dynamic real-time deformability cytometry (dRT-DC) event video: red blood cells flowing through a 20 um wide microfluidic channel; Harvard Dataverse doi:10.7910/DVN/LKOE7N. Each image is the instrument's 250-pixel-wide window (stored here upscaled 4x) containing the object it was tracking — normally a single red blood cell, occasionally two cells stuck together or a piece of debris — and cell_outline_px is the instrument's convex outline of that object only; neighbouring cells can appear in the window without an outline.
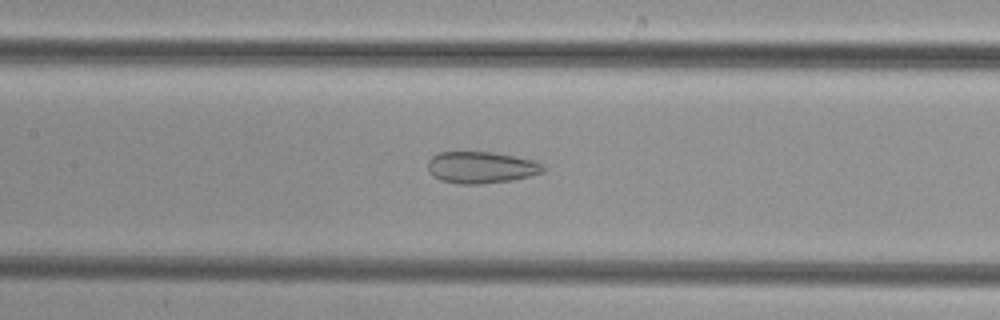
{"species": "common noctule bat (a hibernating species)", "species_latin": "Nyctalus noctula", "temperature_condition": "cold", "stored_images_in_passage": 50, "camera_frame_rate_fps": 3000, "um_per_image_px": 0.085, "animal": {"sex": "female", "body_mass_g": 29.2, "forearm_length_mm": 56.3}, "frame": {"image": 1, "passage_image": 23, "time_ms": 7.333, "image_size_px": [1000, 320], "cell_outline_px": [[548, 168], [544, 172], [512, 180], [480, 184], [456, 184], [440, 180], [432, 176], [428, 172], [428, 160], [432, 156], [440, 152], [492, 152], [532, 160], [544, 164]], "centroid_in_image_um": [40.88, 14.24], "position_along_channel_um": 166.5, "area_um2": 21.44}}
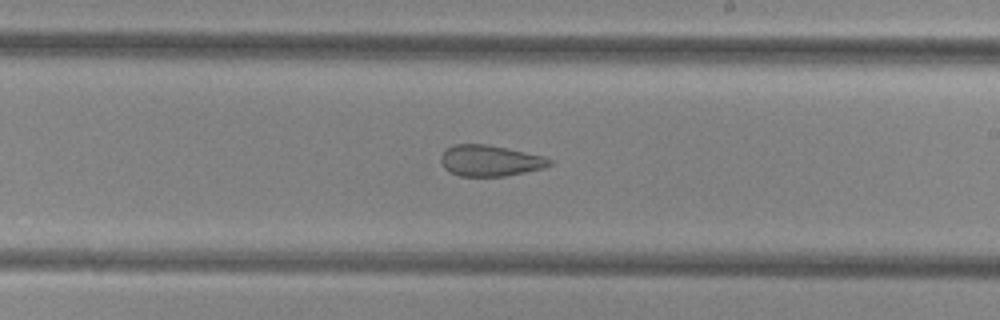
{"frame": {"image": 2, "passage_image": 29, "time_ms": 9.333, "image_size_px": [1000, 320], "cell_outline_px": [[552, 164], [544, 168], [504, 176], [460, 176], [444, 168], [440, 160], [440, 156], [448, 148], [456, 144], [484, 144], [544, 156], [552, 160]], "centroid_in_image_um": [41.65, 13.66], "position_along_channel_um": 247.3, "area_um2": 19.36}}
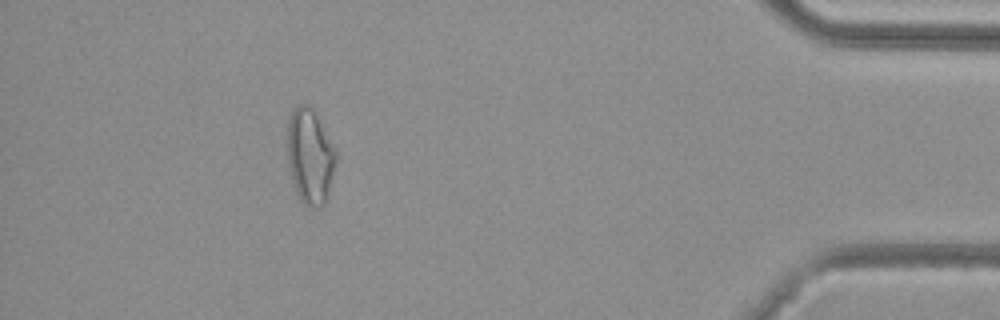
{"frame": {"image": 3, "passage_image": 45, "time_ms": 14.667, "image_size_px": [1000, 320], "cell_outline_px": [[336, 168], [328, 200], [320, 208], [312, 208], [304, 204], [300, 200], [296, 192], [292, 180], [288, 164], [288, 120], [292, 112], [300, 104], [308, 104], [312, 108], [336, 152]], "centroid_in_image_um": [26.37, 13.37], "position_along_channel_um": 408.8, "area_um2": 26.99}}